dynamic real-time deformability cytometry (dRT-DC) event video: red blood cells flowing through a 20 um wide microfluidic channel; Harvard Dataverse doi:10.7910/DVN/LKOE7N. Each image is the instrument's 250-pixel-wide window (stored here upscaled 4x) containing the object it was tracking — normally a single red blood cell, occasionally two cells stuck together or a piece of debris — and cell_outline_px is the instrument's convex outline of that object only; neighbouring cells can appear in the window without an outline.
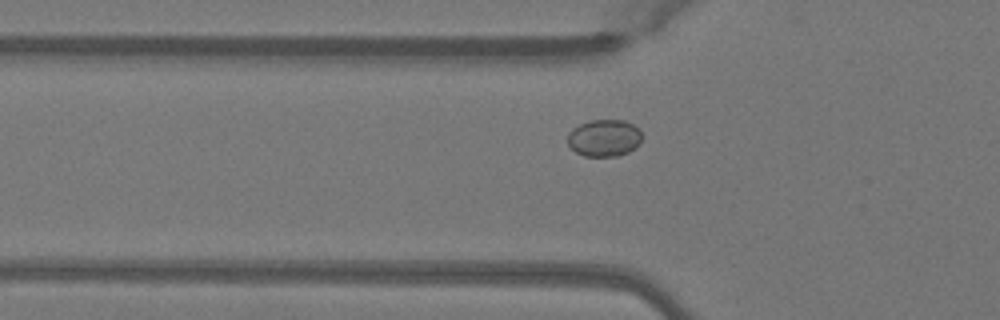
{"species": "Egyptian fruit bat (a non-hibernating species)", "species_latin": "Rousettus aegyptiacus", "temperature_condition": "warm", "stored_images_in_passage": 33, "camera_frame_rate_fps": 3000, "um_per_image_px": 0.085, "animal": {"sex": "female"}, "frame": {"image": 1, "passage_image": 2, "time_ms": 0.333, "image_size_px": [1000, 320], "cell_outline_px": [[640, 144], [628, 152], [616, 156], [584, 156], [576, 152], [568, 144], [568, 132], [572, 128], [580, 124], [592, 120], [624, 120], [632, 124], [640, 132]], "centroid_in_image_um": [51.33, 11.73], "position_along_channel_um": 74.5, "area_um2": 15.9}}
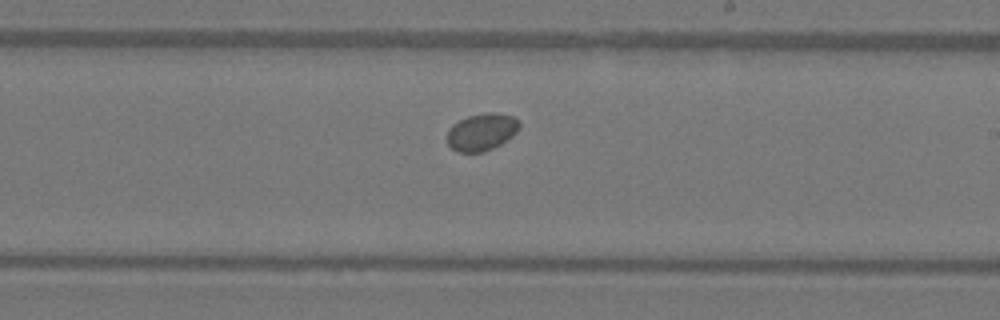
{"frame": {"image": 2, "passage_image": 15, "time_ms": 4.667, "image_size_px": [1000, 320], "cell_outline_px": [[520, 128], [512, 136], [500, 144], [484, 152], [460, 152], [452, 148], [448, 144], [448, 128], [452, 124], [468, 116], [488, 112], [492, 112], [512, 116], [520, 120]], "centroid_in_image_um": [40.95, 11.21], "position_along_channel_um": 248.0, "area_um2": 15.61}}
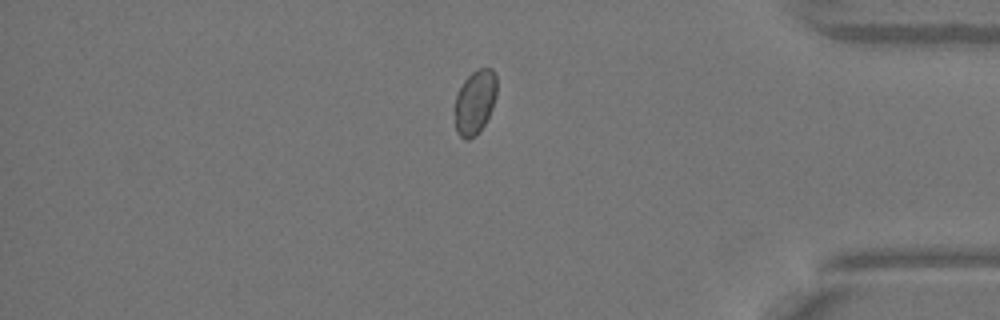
{"frame": {"image": 3, "passage_image": 28, "time_ms": 9.0, "image_size_px": [1000, 320], "cell_outline_px": [[496, 96], [492, 108], [484, 124], [468, 140], [464, 140], [456, 132], [456, 96], [464, 80], [472, 72], [480, 68], [492, 68], [496, 72]], "centroid_in_image_um": [40.39, 8.63], "position_along_channel_um": 394.8, "area_um2": 15.37}}